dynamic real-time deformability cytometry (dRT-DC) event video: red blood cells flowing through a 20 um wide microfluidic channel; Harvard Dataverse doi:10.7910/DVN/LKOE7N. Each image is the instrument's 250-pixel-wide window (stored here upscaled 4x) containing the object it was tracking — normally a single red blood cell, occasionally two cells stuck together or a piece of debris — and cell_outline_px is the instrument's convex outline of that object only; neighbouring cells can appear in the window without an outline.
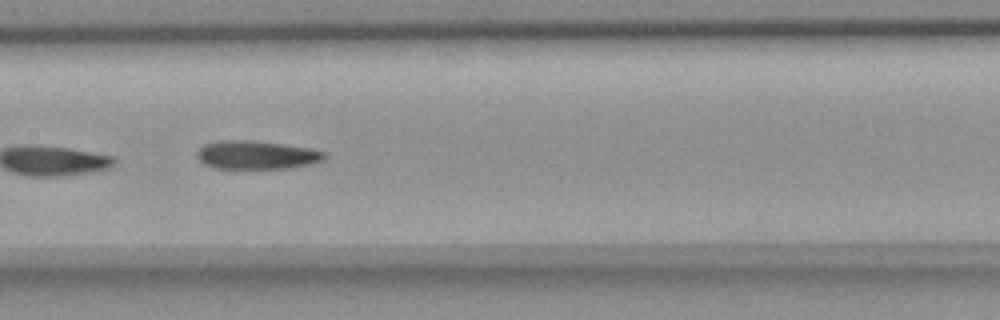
{"species": "common noctule bat (a hibernating species)", "species_latin": "Nyctalus noctula", "temperature_condition": "room temperature", "stored_images_in_passage": 7, "camera_frame_rate_fps": 3000, "um_per_image_px": 0.085, "animal": {"sex": "female", "body_mass_g": 18.4}, "frame": {"image": 1, "passage_image": 6, "time_ms": 5.667, "image_size_px": [1000, 320], "cell_outline_px": [[324, 160], [312, 164], [292, 168], [212, 168], [204, 164], [196, 156], [196, 152], [204, 144], [220, 140], [252, 140], [312, 148], [324, 152]], "centroid_in_image_um": [21.8, 13.17], "position_along_channel_um": 185.6, "area_um2": 21.21}}